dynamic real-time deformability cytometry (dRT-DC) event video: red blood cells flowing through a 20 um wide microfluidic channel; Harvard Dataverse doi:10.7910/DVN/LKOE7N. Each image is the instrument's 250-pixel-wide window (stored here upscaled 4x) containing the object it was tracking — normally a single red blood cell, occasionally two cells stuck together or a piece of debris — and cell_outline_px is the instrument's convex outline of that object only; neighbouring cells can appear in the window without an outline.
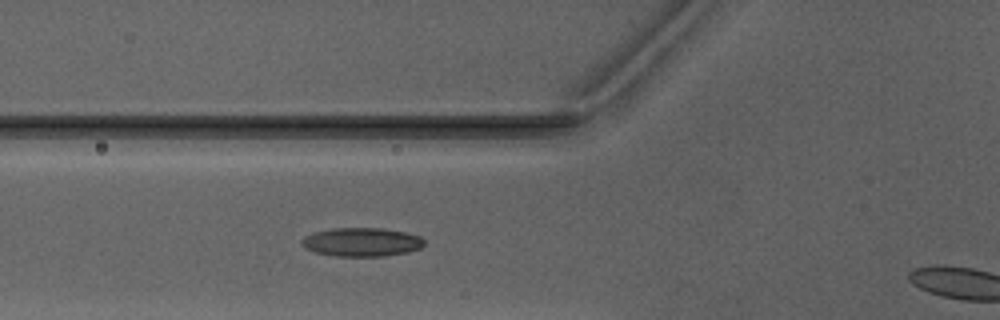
{"species": "Egyptian fruit bat (a non-hibernating species)", "species_latin": "Rousettus aegyptiacus", "temperature_condition": "warm", "stored_images_in_passage": 7, "segment_of_instrument_passage": [1, 2], "camera_frame_rate_fps": 3000, "um_per_image_px": 0.085, "animal": {"sex": "male"}, "frame": {"image": 1, "passage_image": 6, "time_ms": 6.333, "image_size_px": [1000, 320], "cell_outline_px": [[424, 244], [420, 248], [408, 252], [384, 256], [336, 256], [316, 252], [304, 248], [300, 244], [300, 240], [304, 236], [312, 232], [336, 228], [384, 228], [404, 232], [420, 236], [424, 240]], "centroid_in_image_um": [30.71, 20.57], "position_along_channel_um": 95.1, "area_um2": 20.58}}